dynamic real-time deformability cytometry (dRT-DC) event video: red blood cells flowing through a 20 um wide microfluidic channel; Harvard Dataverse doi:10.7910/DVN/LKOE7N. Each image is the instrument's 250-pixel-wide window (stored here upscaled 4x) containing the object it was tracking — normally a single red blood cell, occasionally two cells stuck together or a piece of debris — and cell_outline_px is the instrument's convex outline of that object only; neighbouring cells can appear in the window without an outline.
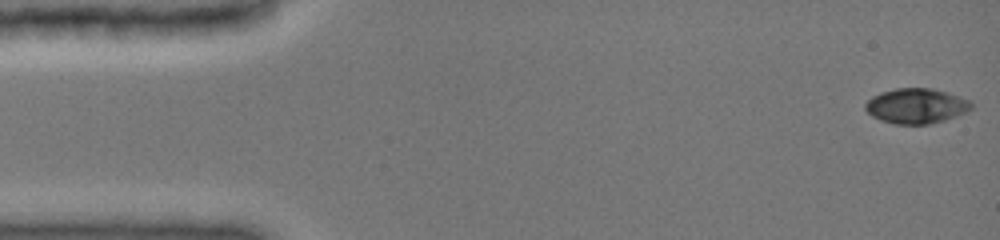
{"species": "common noctule bat (a hibernating species)", "species_latin": "Nyctalus noctula", "temperature_condition": "cold", "stored_images_in_passage": 7, "camera_frame_rate_fps": 3000, "um_per_image_px": 0.085, "animal": {"sex": "female", "body_mass_g": 19.0, "forearm_length_mm": 51.5}, "frame": {"image": 1, "passage_image": 1, "time_ms": 0.0, "image_size_px": [1000, 240], "cell_outline_px": [[972, 108], [956, 116], [944, 120], [928, 124], [896, 124], [880, 120], [872, 116], [864, 108], [864, 104], [872, 96], [880, 92], [896, 88], [932, 88], [948, 92], [972, 100]], "centroid_in_image_um": [77.88, 8.99], "position_along_channel_um": 7.1, "area_um2": 21.79}}